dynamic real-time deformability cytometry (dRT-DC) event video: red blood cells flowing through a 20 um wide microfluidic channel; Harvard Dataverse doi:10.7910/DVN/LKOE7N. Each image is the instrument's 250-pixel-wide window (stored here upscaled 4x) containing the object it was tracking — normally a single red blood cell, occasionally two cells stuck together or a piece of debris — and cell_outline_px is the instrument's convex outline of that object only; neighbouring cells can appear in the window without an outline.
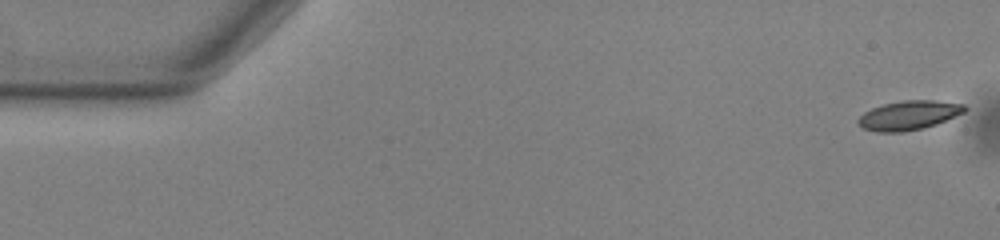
{"species": "common noctule bat (a hibernating species)", "species_latin": "Nyctalus noctula", "temperature_condition": "warm", "stored_images_in_passage": 54, "camera_frame_rate_fps": 3000, "um_per_image_px": 0.085, "animal": {"sex": "male", "body_mass_g": 13.0, "forearm_length_mm": 53.1}, "frame": {"image": 1, "passage_image": 1, "time_ms": 0.0, "image_size_px": [1000, 240], "cell_outline_px": [[968, 108], [964, 112], [936, 124], [904, 132], [876, 132], [864, 128], [856, 120], [864, 112], [872, 108], [884, 104], [900, 100], [936, 100], [964, 104]], "centroid_in_image_um": [77.25, 9.79], "position_along_channel_um": 7.8, "area_um2": 18.03}}
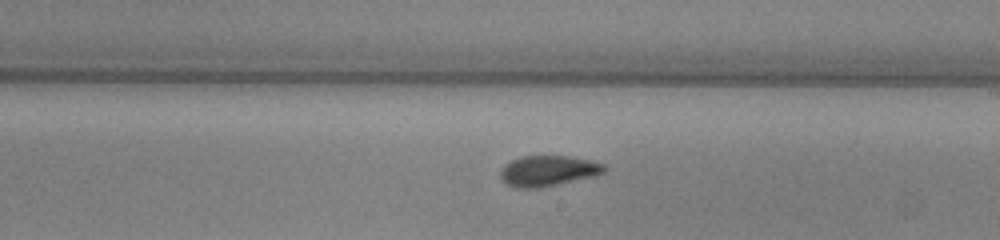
{"frame": {"image": 2, "passage_image": 31, "time_ms": 10.0, "image_size_px": [1000, 240], "cell_outline_px": [[608, 168], [604, 172], [596, 176], [540, 188], [512, 188], [500, 180], [500, 172], [504, 164], [520, 156], [568, 156], [588, 160], [604, 164]], "centroid_in_image_um": [46.56, 14.54], "position_along_channel_um": 242.4, "area_um2": 18.79}}
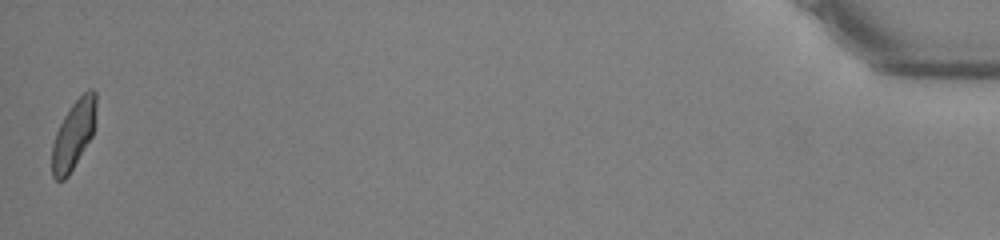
{"frame": {"image": 3, "passage_image": 54, "time_ms": 17.667, "image_size_px": [1000, 240], "cell_outline_px": [[96, 108], [92, 136], [68, 176], [64, 180], [56, 180], [52, 176], [52, 144], [56, 132], [64, 116], [72, 104], [88, 88], [92, 88], [96, 92]], "centroid_in_image_um": [6.25, 11.44], "position_along_channel_um": 429.0, "area_um2": 17.51}, "authors_computed_cell_mechanics": {"area_um2": 18.6116, "velocity_mm_per_s": 3.7527, "shape_relaxation_time_tau1_ms": 3.4244, "shape_relaxation_time_tau2_ms": 1.496, "deformation_change_tau1": 0.1391, "deformation_change_tau2": 0.0785}}